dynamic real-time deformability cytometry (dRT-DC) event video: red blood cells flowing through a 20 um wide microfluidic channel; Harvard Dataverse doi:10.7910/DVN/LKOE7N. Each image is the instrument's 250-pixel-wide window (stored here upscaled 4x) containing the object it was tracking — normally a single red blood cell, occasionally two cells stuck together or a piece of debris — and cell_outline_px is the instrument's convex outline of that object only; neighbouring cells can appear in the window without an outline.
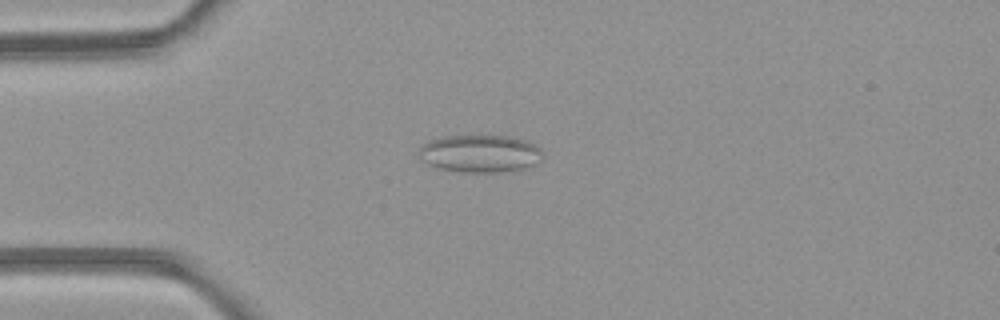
{"species": "common noctule bat (a hibernating species)", "species_latin": "Nyctalus noctula", "temperature_condition": "room temperature", "stored_images_in_passage": 4, "camera_frame_rate_fps": 3000, "um_per_image_px": 0.085, "animal": {"sex": "female", "body_mass_g": 21.9}, "frame": {"image": 1, "passage_image": 3, "time_ms": 2.333, "image_size_px": [1000, 320], "cell_outline_px": [[544, 152], [540, 160], [536, 164], [528, 168], [500, 172], [464, 172], [440, 168], [428, 164], [420, 160], [420, 148], [428, 140], [444, 136], [508, 136], [528, 140], [536, 144]], "centroid_in_image_um": [40.86, 13.05], "position_along_channel_um": 44.1, "area_um2": 27.28}}